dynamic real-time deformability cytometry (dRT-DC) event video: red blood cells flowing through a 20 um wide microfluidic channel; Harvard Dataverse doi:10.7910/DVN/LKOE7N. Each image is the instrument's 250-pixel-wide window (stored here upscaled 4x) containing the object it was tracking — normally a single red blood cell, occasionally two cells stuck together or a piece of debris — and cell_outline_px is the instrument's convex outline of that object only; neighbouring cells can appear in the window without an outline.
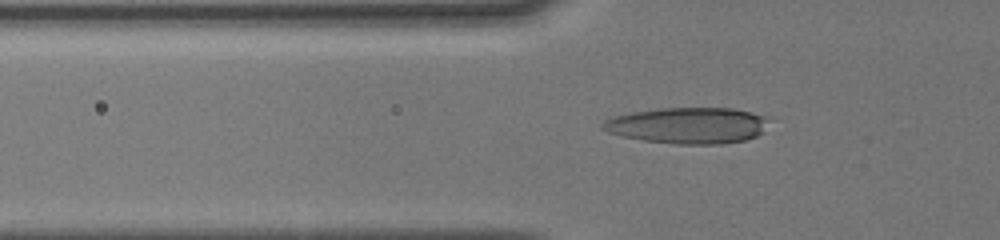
{"species": "human", "species_latin": "Homo sapiens", "temperature_condition": "cold", "stored_images_in_passage": 71, "camera_frame_rate_fps": 3000, "um_per_image_px": 0.085, "donor": {"sex": "male"}, "frame": {"image": 1, "passage_image": 36, "time_ms": 6.0, "image_size_px": [1000, 240], "cell_outline_px": [[772, 120], [764, 132], [756, 136], [744, 140], [720, 144], [672, 144], [644, 140], [624, 136], [608, 132], [600, 128], [600, 124], [604, 120], [612, 116], [632, 112], [660, 108], [732, 108], [752, 112], [768, 116]], "centroid_in_image_um": [58.52, 10.65], "position_along_channel_um": 67.3, "area_um2": 35.49}}
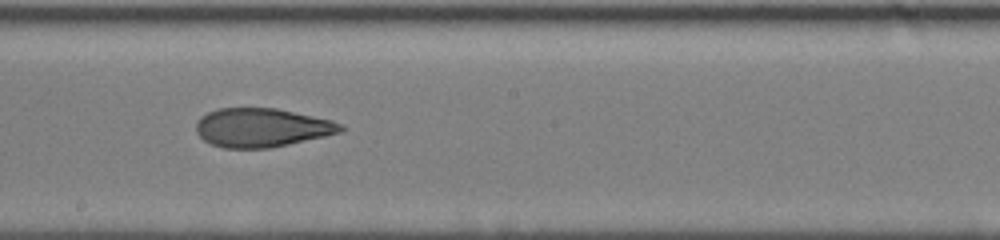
{"frame": {"image": 2, "passage_image": 48, "time_ms": 10.0, "image_size_px": [1000, 240], "cell_outline_px": [[348, 128], [340, 132], [324, 136], [288, 144], [268, 148], [224, 148], [212, 144], [204, 140], [196, 132], [196, 124], [200, 116], [216, 108], [276, 108], [332, 120], [344, 124]], "centroid_in_image_um": [22.25, 10.84], "position_along_channel_um": 225.9, "area_um2": 32.71}}
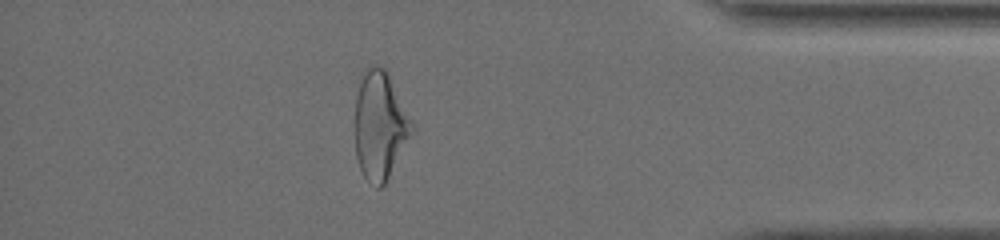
{"frame": {"image": 3, "passage_image": 63, "time_ms": 15.0, "image_size_px": [1000, 240], "cell_outline_px": [[416, 128], [384, 184], [380, 188], [376, 188], [364, 176], [360, 168], [356, 156], [356, 96], [360, 72], [364, 68], [372, 64], [376, 64], [384, 68], [388, 72]], "centroid_in_image_um": [32.3, 10.6], "position_along_channel_um": 402.9, "area_um2": 36.13}, "authors_computed_cell_mechanics": {"area_um2": 35.836, "velocity_mm_per_s": 4.0862, "shape_relaxation_time_tau1_ms": 6.1032, "shape_relaxation_time_tau2_ms": 2.3762, "deformation_change_tau1": 0.1853, "deformation_change_tau2": 0.1134}}